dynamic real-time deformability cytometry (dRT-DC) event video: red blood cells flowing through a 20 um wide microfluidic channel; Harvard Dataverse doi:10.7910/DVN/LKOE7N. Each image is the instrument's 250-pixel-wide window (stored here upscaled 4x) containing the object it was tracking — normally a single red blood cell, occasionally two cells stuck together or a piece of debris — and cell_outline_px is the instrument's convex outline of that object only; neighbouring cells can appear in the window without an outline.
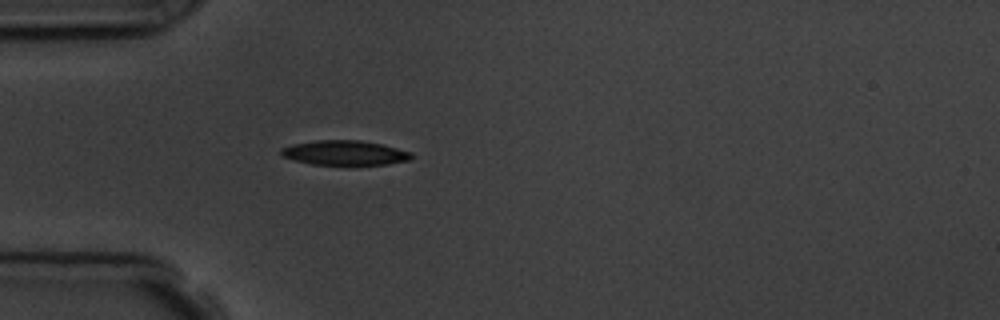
{"species": "common noctule bat (a hibernating species)", "species_latin": "Nyctalus noctula", "temperature_condition": "room temperature", "stored_images_in_passage": 1, "camera_frame_rate_fps": 3000, "um_per_image_px": 0.085, "animal": {"sex": "male", "body_mass_g": 19.5, "forearm_length_mm": 54.6}, "frame": {"image": 1, "passage_image": 1, "time_ms": 0.0, "image_size_px": [1000, 320], "cell_outline_px": [[412, 156], [408, 160], [388, 164], [348, 168], [312, 164], [280, 156], [280, 148], [292, 144], [316, 140], [360, 140], [380, 144], [412, 152]], "centroid_in_image_um": [29.28, 13.04], "position_along_channel_um": 55.7, "area_um2": 19.59}}